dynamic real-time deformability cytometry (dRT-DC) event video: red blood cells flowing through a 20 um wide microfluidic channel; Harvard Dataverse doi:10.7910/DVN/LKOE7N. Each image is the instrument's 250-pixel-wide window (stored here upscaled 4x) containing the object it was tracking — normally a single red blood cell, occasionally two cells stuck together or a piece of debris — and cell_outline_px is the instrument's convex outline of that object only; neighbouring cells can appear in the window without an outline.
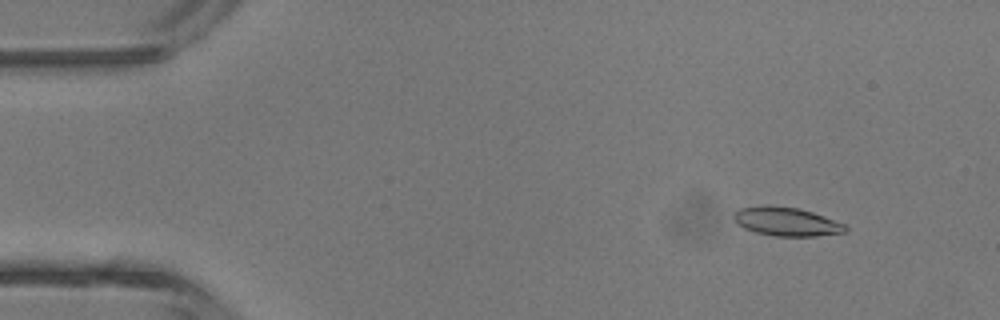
{"species": "common noctule bat (a hibernating species)", "species_latin": "Nyctalus noctula", "temperature_condition": "room temperature", "stored_images_in_passage": 4, "camera_frame_rate_fps": 3000, "um_per_image_px": 0.085, "animal": {"sex": "male", "body_mass_g": 13.3}, "frame": {"image": 1, "passage_image": 2, "time_ms": 1.333, "image_size_px": [1000, 320], "cell_outline_px": [[848, 228], [844, 232], [816, 236], [776, 236], [756, 232], [744, 228], [732, 216], [732, 212], [740, 208], [768, 204], [800, 208], [848, 224]], "centroid_in_image_um": [66.87, 18.82], "position_along_channel_um": 18.1, "area_um2": 18.84}}